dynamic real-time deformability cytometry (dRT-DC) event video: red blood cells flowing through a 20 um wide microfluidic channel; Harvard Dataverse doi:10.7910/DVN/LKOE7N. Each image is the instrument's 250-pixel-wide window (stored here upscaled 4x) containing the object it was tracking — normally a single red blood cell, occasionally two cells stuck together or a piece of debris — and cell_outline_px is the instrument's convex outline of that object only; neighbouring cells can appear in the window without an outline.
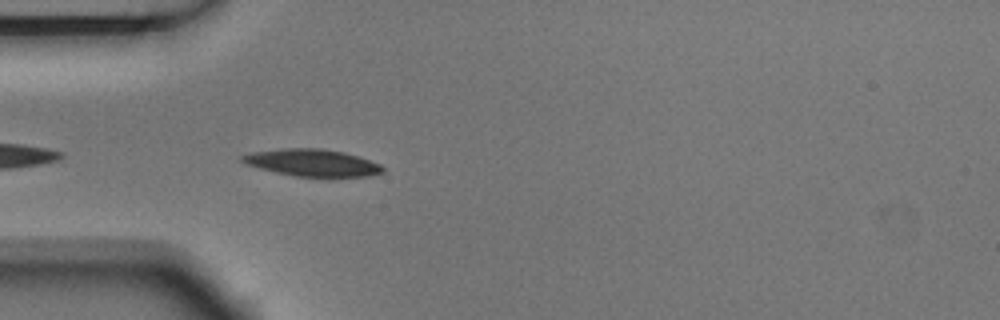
{"species": "Egyptian fruit bat (a non-hibernating species)", "species_latin": "Rousettus aegyptiacus", "temperature_condition": "room temperature", "stored_images_in_passage": 4, "camera_frame_rate_fps": 3000, "um_per_image_px": 0.085, "animal": {"sex": "male"}, "frame": {"image": 1, "passage_image": 4, "time_ms": 1.0, "image_size_px": [1000, 320], "cell_outline_px": [[384, 172], [368, 176], [296, 176], [276, 172], [244, 164], [240, 160], [240, 156], [252, 152], [284, 148], [320, 148], [344, 152], [380, 164], [384, 168]], "centroid_in_image_um": [26.5, 13.82], "position_along_channel_um": 58.5, "area_um2": 21.91}}